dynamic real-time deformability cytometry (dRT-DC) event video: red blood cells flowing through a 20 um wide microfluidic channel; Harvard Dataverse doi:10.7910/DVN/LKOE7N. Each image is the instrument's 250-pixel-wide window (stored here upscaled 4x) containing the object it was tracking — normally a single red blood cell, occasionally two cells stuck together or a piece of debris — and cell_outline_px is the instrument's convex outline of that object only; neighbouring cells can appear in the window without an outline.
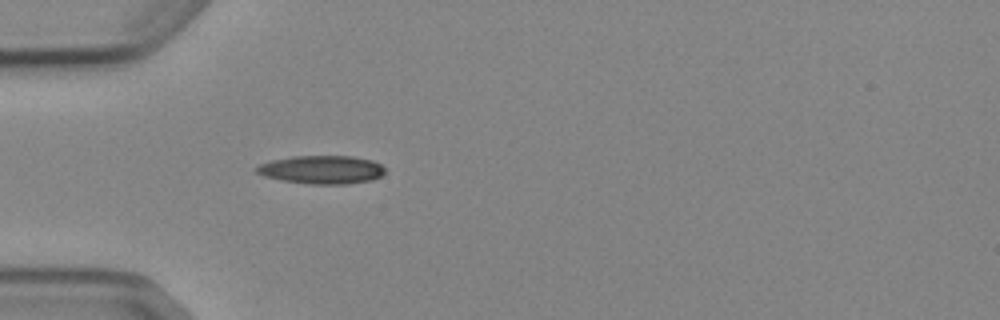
{"species": "Egyptian fruit bat (a non-hibernating species)", "species_latin": "Rousettus aegyptiacus", "temperature_condition": "cold", "stored_images_in_passage": 1, "camera_frame_rate_fps": 3000, "um_per_image_px": 0.085, "animal": {"sex": "female"}, "frame": {"image": 1, "passage_image": 1, "time_ms": 0.0, "image_size_px": [1000, 320], "cell_outline_px": [[384, 172], [380, 176], [372, 180], [348, 184], [312, 184], [280, 180], [264, 176], [256, 172], [256, 168], [260, 164], [272, 160], [292, 156], [352, 156], [372, 160], [380, 164], [384, 168]], "centroid_in_image_um": [27.35, 14.42], "position_along_channel_um": 57.7, "area_um2": 21.15}}